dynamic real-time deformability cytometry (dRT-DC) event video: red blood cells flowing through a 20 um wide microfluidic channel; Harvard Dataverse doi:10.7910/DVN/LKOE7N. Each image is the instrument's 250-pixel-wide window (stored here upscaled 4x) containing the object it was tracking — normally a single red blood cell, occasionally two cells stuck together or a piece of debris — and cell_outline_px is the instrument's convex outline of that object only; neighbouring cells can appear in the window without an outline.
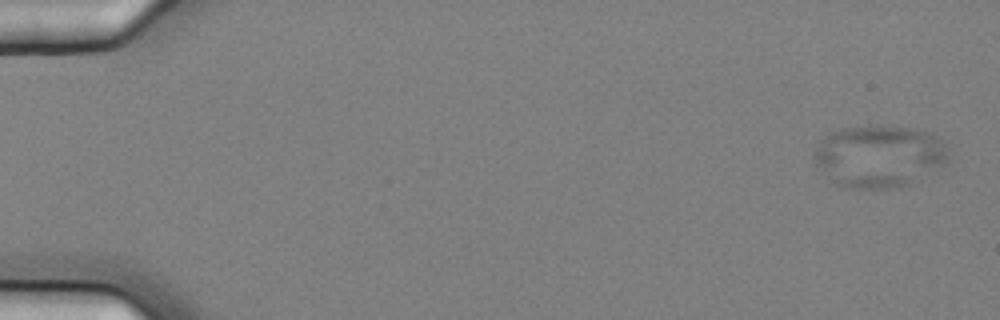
{"species": "common noctule bat (a hibernating species)", "species_latin": "Nyctalus noctula", "temperature_condition": "cold", "stored_images_in_passage": 8, "camera_frame_rate_fps": 3000, "um_per_image_px": 0.085, "animal": {"sex": "female", "body_mass_g": 25.1}, "frame": {"image": 1, "passage_image": 1, "time_ms": 0.0, "image_size_px": [1000, 320], "cell_outline_px": [[948, 160], [944, 164], [908, 184], [888, 188], [848, 188], [836, 184], [816, 168], [816, 148], [832, 132], [844, 128], [872, 124], [892, 124], [932, 132], [944, 140], [948, 152]], "centroid_in_image_um": [74.76, 13.24], "position_along_channel_um": 10.2, "area_um2": 48.84}}
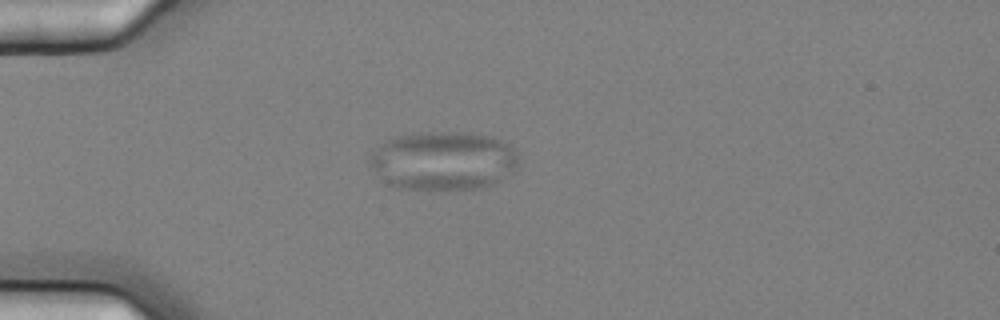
{"frame": {"image": 2, "passage_image": 5, "time_ms": 1.333, "image_size_px": [1000, 320], "cell_outline_px": [[516, 168], [500, 180], [492, 184], [480, 188], [428, 192], [396, 188], [384, 184], [368, 164], [376, 148], [388, 140], [396, 136], [412, 132], [468, 132], [492, 136], [500, 140], [512, 148], [516, 152]], "centroid_in_image_um": [37.61, 13.7], "position_along_channel_um": 47.4, "area_um2": 51.9}}
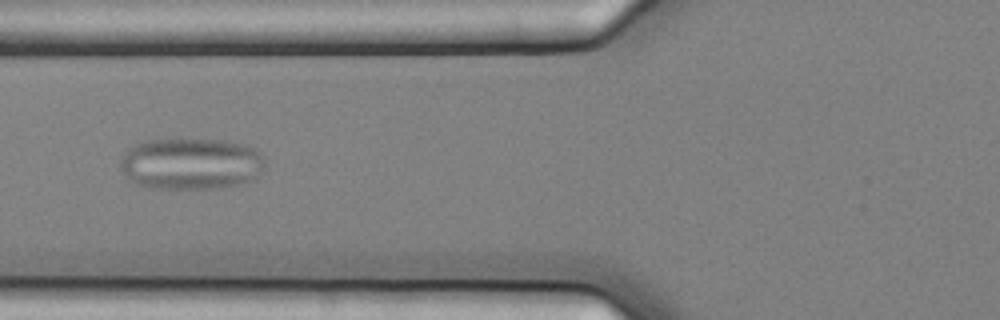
{"frame": {"image": 3, "passage_image": 7, "time_ms": 2.0, "image_size_px": [1000, 320], "cell_outline_px": [[264, 168], [260, 176], [256, 180], [244, 184], [212, 188], [152, 188], [136, 184], [128, 180], [120, 164], [124, 156], [136, 144], [144, 140], [180, 136], [224, 140], [244, 144], [256, 148], [264, 156]], "centroid_in_image_um": [16.31, 13.88], "position_along_channel_um": 109.5, "area_um2": 44.8}}